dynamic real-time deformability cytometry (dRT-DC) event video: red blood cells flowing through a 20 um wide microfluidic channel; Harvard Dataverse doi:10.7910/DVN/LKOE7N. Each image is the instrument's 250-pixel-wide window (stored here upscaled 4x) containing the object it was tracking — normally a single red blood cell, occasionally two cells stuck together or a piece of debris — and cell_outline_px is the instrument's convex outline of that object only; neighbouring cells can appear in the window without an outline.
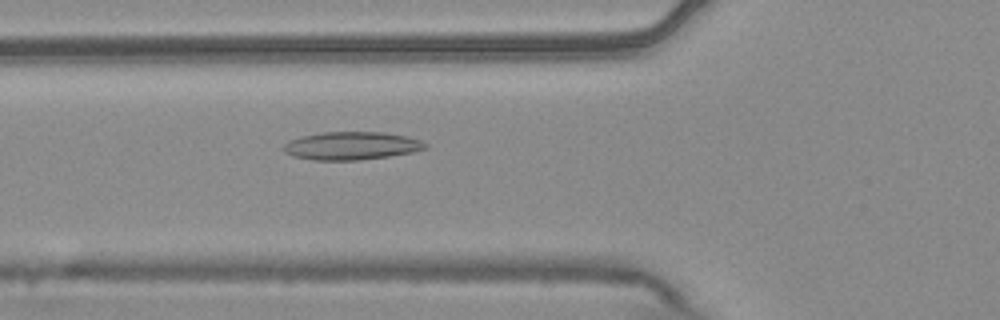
{"species": "common noctule bat (a hibernating species)", "species_latin": "Nyctalus noctula", "temperature_condition": "warm", "stored_images_in_passage": 45, "camera_frame_rate_fps": 3000, "um_per_image_px": 0.085, "animal": {"sex": "male", "body_mass_g": 20.4}, "frame": {"image": 1, "passage_image": 11, "time_ms": 3.333, "image_size_px": [1000, 320], "cell_outline_px": [[428, 148], [412, 152], [388, 156], [360, 160], [312, 160], [292, 156], [284, 152], [284, 144], [288, 140], [300, 136], [324, 132], [384, 132], [408, 136], [420, 140], [428, 144]], "centroid_in_image_um": [29.87, 12.39], "position_along_channel_um": 95.9, "area_um2": 23.29}}
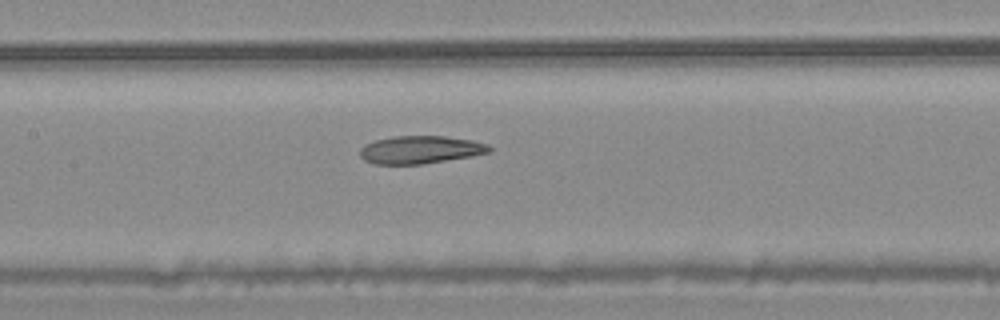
{"frame": {"image": 2, "passage_image": 17, "time_ms": 5.333, "image_size_px": [1000, 320], "cell_outline_px": [[492, 152], [472, 156], [420, 164], [372, 164], [364, 160], [360, 156], [360, 148], [376, 140], [396, 136], [444, 136], [472, 140], [488, 144], [492, 148]], "centroid_in_image_um": [35.76, 12.73], "position_along_channel_um": 171.6, "area_um2": 20.87}}
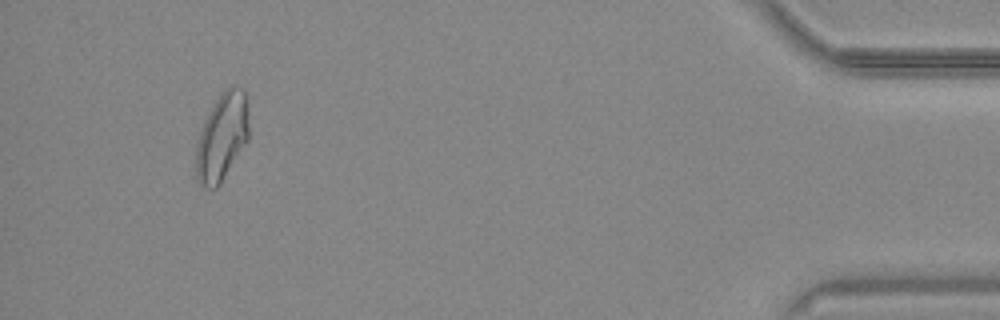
{"frame": {"image": 3, "passage_image": 42, "time_ms": 13.667, "image_size_px": [1000, 320], "cell_outline_px": [[248, 140], [220, 184], [216, 188], [204, 188], [196, 180], [196, 144], [204, 120], [216, 100], [224, 88], [232, 84], [236, 84], [244, 92], [248, 120]], "centroid_in_image_um": [18.85, 11.65], "position_along_channel_um": 416.4, "area_um2": 26.93}, "authors_computed_cell_mechanics": {"area_um2": 23.1778, "velocity_mm_per_s": 3.7542, "shape_relaxation_time_tau1_ms": null, "shape_relaxation_time_tau2_ms": 3.0726, "deformation_change_tau1": null, "deformation_change_tau2": 0.1026}}